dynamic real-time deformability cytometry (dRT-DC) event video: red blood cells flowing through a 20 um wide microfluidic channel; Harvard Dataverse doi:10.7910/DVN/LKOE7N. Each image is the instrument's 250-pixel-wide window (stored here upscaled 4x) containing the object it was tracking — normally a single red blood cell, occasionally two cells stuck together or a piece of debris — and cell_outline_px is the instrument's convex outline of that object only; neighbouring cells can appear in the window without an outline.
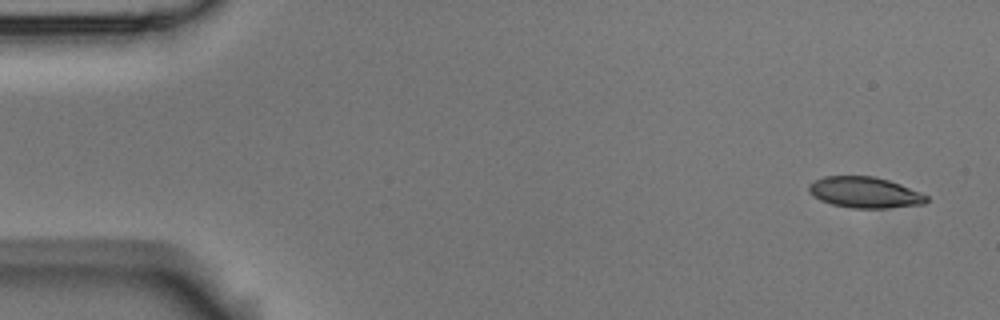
{"species": "Egyptian fruit bat (a non-hibernating species)", "species_latin": "Rousettus aegyptiacus", "temperature_condition": "room temperature", "stored_images_in_passage": 4, "camera_frame_rate_fps": 3000, "um_per_image_px": 0.085, "animal": {"sex": "male"}, "frame": {"image": 1, "passage_image": 1, "time_ms": 0.0, "image_size_px": [1000, 320], "cell_outline_px": [[928, 200], [924, 204], [888, 208], [852, 208], [832, 204], [820, 200], [812, 196], [808, 192], [808, 184], [824, 176], [872, 176], [888, 180], [900, 184], [920, 192], [928, 196]], "centroid_in_image_um": [73.49, 16.36], "position_along_channel_um": 11.5, "area_um2": 21.27}}